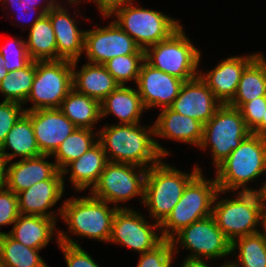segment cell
<instances>
[{
	"label": "cell",
	"mask_w": 266,
	"mask_h": 267,
	"mask_svg": "<svg viewBox=\"0 0 266 267\" xmlns=\"http://www.w3.org/2000/svg\"><path fill=\"white\" fill-rule=\"evenodd\" d=\"M147 171L133 164L109 161L89 194L111 205L114 203L116 208H128L120 207L118 203L128 202L136 196L143 205Z\"/></svg>",
	"instance_id": "obj_11"
},
{
	"label": "cell",
	"mask_w": 266,
	"mask_h": 267,
	"mask_svg": "<svg viewBox=\"0 0 266 267\" xmlns=\"http://www.w3.org/2000/svg\"><path fill=\"white\" fill-rule=\"evenodd\" d=\"M221 105L222 103L198 76L182 84L170 108L205 124Z\"/></svg>",
	"instance_id": "obj_19"
},
{
	"label": "cell",
	"mask_w": 266,
	"mask_h": 267,
	"mask_svg": "<svg viewBox=\"0 0 266 267\" xmlns=\"http://www.w3.org/2000/svg\"><path fill=\"white\" fill-rule=\"evenodd\" d=\"M251 133L266 138V110L261 123Z\"/></svg>",
	"instance_id": "obj_47"
},
{
	"label": "cell",
	"mask_w": 266,
	"mask_h": 267,
	"mask_svg": "<svg viewBox=\"0 0 266 267\" xmlns=\"http://www.w3.org/2000/svg\"><path fill=\"white\" fill-rule=\"evenodd\" d=\"M200 60V49L194 46L182 25L167 39L145 50L149 65L184 82L198 77Z\"/></svg>",
	"instance_id": "obj_7"
},
{
	"label": "cell",
	"mask_w": 266,
	"mask_h": 267,
	"mask_svg": "<svg viewBox=\"0 0 266 267\" xmlns=\"http://www.w3.org/2000/svg\"><path fill=\"white\" fill-rule=\"evenodd\" d=\"M38 8H34V9H23V10H18V11H16V15H17V12L19 13V15H17V16H20L19 18H21L22 20H23V18L25 19V17H30L31 15L30 14H33L34 13V11L36 10L37 12H35V17H34V19H30V20H28L27 22H29L30 23V27L29 28H31L39 19H41L44 15H45V13L43 12V11H38L37 10ZM30 13V14H29ZM36 13H37V15H36ZM24 15H26L25 17H24ZM28 15V16H27ZM30 15V16H29ZM32 17V16H31ZM22 22V21H21ZM25 24H26V22H25Z\"/></svg>",
	"instance_id": "obj_44"
},
{
	"label": "cell",
	"mask_w": 266,
	"mask_h": 267,
	"mask_svg": "<svg viewBox=\"0 0 266 267\" xmlns=\"http://www.w3.org/2000/svg\"><path fill=\"white\" fill-rule=\"evenodd\" d=\"M144 61L145 54H127L114 57L103 65L119 85H126L129 81L137 83Z\"/></svg>",
	"instance_id": "obj_35"
},
{
	"label": "cell",
	"mask_w": 266,
	"mask_h": 267,
	"mask_svg": "<svg viewBox=\"0 0 266 267\" xmlns=\"http://www.w3.org/2000/svg\"><path fill=\"white\" fill-rule=\"evenodd\" d=\"M239 110L248 129L252 132L262 121L266 110V96L244 103Z\"/></svg>",
	"instance_id": "obj_41"
},
{
	"label": "cell",
	"mask_w": 266,
	"mask_h": 267,
	"mask_svg": "<svg viewBox=\"0 0 266 267\" xmlns=\"http://www.w3.org/2000/svg\"><path fill=\"white\" fill-rule=\"evenodd\" d=\"M31 119L40 152L53 155L61 143L77 128L59 109L25 111Z\"/></svg>",
	"instance_id": "obj_17"
},
{
	"label": "cell",
	"mask_w": 266,
	"mask_h": 267,
	"mask_svg": "<svg viewBox=\"0 0 266 267\" xmlns=\"http://www.w3.org/2000/svg\"><path fill=\"white\" fill-rule=\"evenodd\" d=\"M175 257L171 241L164 239L154 249L140 254L136 267H171Z\"/></svg>",
	"instance_id": "obj_38"
},
{
	"label": "cell",
	"mask_w": 266,
	"mask_h": 267,
	"mask_svg": "<svg viewBox=\"0 0 266 267\" xmlns=\"http://www.w3.org/2000/svg\"><path fill=\"white\" fill-rule=\"evenodd\" d=\"M7 161L0 151V187L5 185Z\"/></svg>",
	"instance_id": "obj_46"
},
{
	"label": "cell",
	"mask_w": 266,
	"mask_h": 267,
	"mask_svg": "<svg viewBox=\"0 0 266 267\" xmlns=\"http://www.w3.org/2000/svg\"><path fill=\"white\" fill-rule=\"evenodd\" d=\"M101 143L98 141L88 149L81 157L69 163L61 172L63 179L69 174V181L74 190H91L98 182L100 174L108 163ZM66 174V175H65Z\"/></svg>",
	"instance_id": "obj_23"
},
{
	"label": "cell",
	"mask_w": 266,
	"mask_h": 267,
	"mask_svg": "<svg viewBox=\"0 0 266 267\" xmlns=\"http://www.w3.org/2000/svg\"><path fill=\"white\" fill-rule=\"evenodd\" d=\"M12 152H7V150ZM7 162L14 158H33L42 155L34 135L31 119L24 113L11 128L0 147Z\"/></svg>",
	"instance_id": "obj_27"
},
{
	"label": "cell",
	"mask_w": 266,
	"mask_h": 267,
	"mask_svg": "<svg viewBox=\"0 0 266 267\" xmlns=\"http://www.w3.org/2000/svg\"><path fill=\"white\" fill-rule=\"evenodd\" d=\"M0 54L5 61L3 66L8 72L23 69L32 61L25 40L21 37H14L9 43L1 45Z\"/></svg>",
	"instance_id": "obj_37"
},
{
	"label": "cell",
	"mask_w": 266,
	"mask_h": 267,
	"mask_svg": "<svg viewBox=\"0 0 266 267\" xmlns=\"http://www.w3.org/2000/svg\"><path fill=\"white\" fill-rule=\"evenodd\" d=\"M85 30L84 51L89 63L104 64L117 56L145 54L136 42L114 21L107 26Z\"/></svg>",
	"instance_id": "obj_14"
},
{
	"label": "cell",
	"mask_w": 266,
	"mask_h": 267,
	"mask_svg": "<svg viewBox=\"0 0 266 267\" xmlns=\"http://www.w3.org/2000/svg\"><path fill=\"white\" fill-rule=\"evenodd\" d=\"M92 1L95 3L97 10L102 14V16H109L116 8L123 6L127 3L134 2V0H83Z\"/></svg>",
	"instance_id": "obj_43"
},
{
	"label": "cell",
	"mask_w": 266,
	"mask_h": 267,
	"mask_svg": "<svg viewBox=\"0 0 266 267\" xmlns=\"http://www.w3.org/2000/svg\"><path fill=\"white\" fill-rule=\"evenodd\" d=\"M79 61H72V84L76 92L101 102L119 86L104 65L85 62L76 70Z\"/></svg>",
	"instance_id": "obj_24"
},
{
	"label": "cell",
	"mask_w": 266,
	"mask_h": 267,
	"mask_svg": "<svg viewBox=\"0 0 266 267\" xmlns=\"http://www.w3.org/2000/svg\"><path fill=\"white\" fill-rule=\"evenodd\" d=\"M61 217L69 233L82 238L109 242L114 215L118 208L89 196L70 197L62 203Z\"/></svg>",
	"instance_id": "obj_5"
},
{
	"label": "cell",
	"mask_w": 266,
	"mask_h": 267,
	"mask_svg": "<svg viewBox=\"0 0 266 267\" xmlns=\"http://www.w3.org/2000/svg\"><path fill=\"white\" fill-rule=\"evenodd\" d=\"M237 258L229 260L228 267H266V231L239 237L231 243V254Z\"/></svg>",
	"instance_id": "obj_31"
},
{
	"label": "cell",
	"mask_w": 266,
	"mask_h": 267,
	"mask_svg": "<svg viewBox=\"0 0 266 267\" xmlns=\"http://www.w3.org/2000/svg\"><path fill=\"white\" fill-rule=\"evenodd\" d=\"M52 155H40L33 158L7 162L5 187L16 195L37 182L51 179L59 169L56 163L49 162L47 158Z\"/></svg>",
	"instance_id": "obj_21"
},
{
	"label": "cell",
	"mask_w": 266,
	"mask_h": 267,
	"mask_svg": "<svg viewBox=\"0 0 266 267\" xmlns=\"http://www.w3.org/2000/svg\"><path fill=\"white\" fill-rule=\"evenodd\" d=\"M183 83V80L158 70L144 61L135 87L147 111L156 107L161 109L170 107Z\"/></svg>",
	"instance_id": "obj_15"
},
{
	"label": "cell",
	"mask_w": 266,
	"mask_h": 267,
	"mask_svg": "<svg viewBox=\"0 0 266 267\" xmlns=\"http://www.w3.org/2000/svg\"><path fill=\"white\" fill-rule=\"evenodd\" d=\"M19 217L18 197L5 186L0 187V226L13 225ZM5 232L0 231V235Z\"/></svg>",
	"instance_id": "obj_40"
},
{
	"label": "cell",
	"mask_w": 266,
	"mask_h": 267,
	"mask_svg": "<svg viewBox=\"0 0 266 267\" xmlns=\"http://www.w3.org/2000/svg\"><path fill=\"white\" fill-rule=\"evenodd\" d=\"M98 142V131L87 128H76L52 155L59 171L69 163L81 157Z\"/></svg>",
	"instance_id": "obj_33"
},
{
	"label": "cell",
	"mask_w": 266,
	"mask_h": 267,
	"mask_svg": "<svg viewBox=\"0 0 266 267\" xmlns=\"http://www.w3.org/2000/svg\"><path fill=\"white\" fill-rule=\"evenodd\" d=\"M59 110L77 127L93 130L102 120L100 102L72 89Z\"/></svg>",
	"instance_id": "obj_29"
},
{
	"label": "cell",
	"mask_w": 266,
	"mask_h": 267,
	"mask_svg": "<svg viewBox=\"0 0 266 267\" xmlns=\"http://www.w3.org/2000/svg\"><path fill=\"white\" fill-rule=\"evenodd\" d=\"M188 173L164 163L163 159L151 166L145 178L144 207H147L149 218L161 224L182 197L184 188L199 173L201 167L194 166Z\"/></svg>",
	"instance_id": "obj_4"
},
{
	"label": "cell",
	"mask_w": 266,
	"mask_h": 267,
	"mask_svg": "<svg viewBox=\"0 0 266 267\" xmlns=\"http://www.w3.org/2000/svg\"><path fill=\"white\" fill-rule=\"evenodd\" d=\"M173 251L178 253V246L190 250L186 259L208 261L231 256V242L218 228L213 216L206 217L181 229L170 239Z\"/></svg>",
	"instance_id": "obj_12"
},
{
	"label": "cell",
	"mask_w": 266,
	"mask_h": 267,
	"mask_svg": "<svg viewBox=\"0 0 266 267\" xmlns=\"http://www.w3.org/2000/svg\"><path fill=\"white\" fill-rule=\"evenodd\" d=\"M264 230L266 231V215H265V225H264Z\"/></svg>",
	"instance_id": "obj_51"
},
{
	"label": "cell",
	"mask_w": 266,
	"mask_h": 267,
	"mask_svg": "<svg viewBox=\"0 0 266 267\" xmlns=\"http://www.w3.org/2000/svg\"><path fill=\"white\" fill-rule=\"evenodd\" d=\"M215 180L223 192H257L248 187L266 174V138L250 134L215 168Z\"/></svg>",
	"instance_id": "obj_2"
},
{
	"label": "cell",
	"mask_w": 266,
	"mask_h": 267,
	"mask_svg": "<svg viewBox=\"0 0 266 267\" xmlns=\"http://www.w3.org/2000/svg\"><path fill=\"white\" fill-rule=\"evenodd\" d=\"M65 185L62 172L58 171L51 179L37 182L19 192L17 194L19 214L38 215L58 220L57 217H61L62 207L59 208L58 213L48 210L63 197Z\"/></svg>",
	"instance_id": "obj_16"
},
{
	"label": "cell",
	"mask_w": 266,
	"mask_h": 267,
	"mask_svg": "<svg viewBox=\"0 0 266 267\" xmlns=\"http://www.w3.org/2000/svg\"><path fill=\"white\" fill-rule=\"evenodd\" d=\"M28 30L25 43L31 60H57L56 37L49 17L45 14Z\"/></svg>",
	"instance_id": "obj_30"
},
{
	"label": "cell",
	"mask_w": 266,
	"mask_h": 267,
	"mask_svg": "<svg viewBox=\"0 0 266 267\" xmlns=\"http://www.w3.org/2000/svg\"><path fill=\"white\" fill-rule=\"evenodd\" d=\"M56 222L54 218L19 214L11 231L5 233L27 247L41 250L51 242L54 235L57 244L59 243Z\"/></svg>",
	"instance_id": "obj_25"
},
{
	"label": "cell",
	"mask_w": 266,
	"mask_h": 267,
	"mask_svg": "<svg viewBox=\"0 0 266 267\" xmlns=\"http://www.w3.org/2000/svg\"><path fill=\"white\" fill-rule=\"evenodd\" d=\"M58 248L62 250L67 267H100L79 242L72 239V236L59 230Z\"/></svg>",
	"instance_id": "obj_36"
},
{
	"label": "cell",
	"mask_w": 266,
	"mask_h": 267,
	"mask_svg": "<svg viewBox=\"0 0 266 267\" xmlns=\"http://www.w3.org/2000/svg\"><path fill=\"white\" fill-rule=\"evenodd\" d=\"M1 1H2L1 4L3 5L5 4L4 5L5 7L6 3H9L11 5L10 7L11 8L14 7L15 10L38 8V10L43 11L45 14L59 3L57 0H1ZM39 1L43 2L44 4L43 3L40 4Z\"/></svg>",
	"instance_id": "obj_42"
},
{
	"label": "cell",
	"mask_w": 266,
	"mask_h": 267,
	"mask_svg": "<svg viewBox=\"0 0 266 267\" xmlns=\"http://www.w3.org/2000/svg\"><path fill=\"white\" fill-rule=\"evenodd\" d=\"M36 74V61H31L23 69L8 72L0 82V93L4 101H12L25 105L30 94L33 80Z\"/></svg>",
	"instance_id": "obj_34"
},
{
	"label": "cell",
	"mask_w": 266,
	"mask_h": 267,
	"mask_svg": "<svg viewBox=\"0 0 266 267\" xmlns=\"http://www.w3.org/2000/svg\"><path fill=\"white\" fill-rule=\"evenodd\" d=\"M251 134L239 109L222 104L214 116L204 124L199 149H210L216 168L241 142ZM208 148V149H207Z\"/></svg>",
	"instance_id": "obj_9"
},
{
	"label": "cell",
	"mask_w": 266,
	"mask_h": 267,
	"mask_svg": "<svg viewBox=\"0 0 266 267\" xmlns=\"http://www.w3.org/2000/svg\"><path fill=\"white\" fill-rule=\"evenodd\" d=\"M223 193L219 190L215 197L212 216L231 243L239 237L264 230L266 206L260 192H235V197L219 200Z\"/></svg>",
	"instance_id": "obj_3"
},
{
	"label": "cell",
	"mask_w": 266,
	"mask_h": 267,
	"mask_svg": "<svg viewBox=\"0 0 266 267\" xmlns=\"http://www.w3.org/2000/svg\"><path fill=\"white\" fill-rule=\"evenodd\" d=\"M107 125L98 130V141L110 162L149 169L171 154L154 139L153 124L149 127L140 123Z\"/></svg>",
	"instance_id": "obj_1"
},
{
	"label": "cell",
	"mask_w": 266,
	"mask_h": 267,
	"mask_svg": "<svg viewBox=\"0 0 266 267\" xmlns=\"http://www.w3.org/2000/svg\"><path fill=\"white\" fill-rule=\"evenodd\" d=\"M132 208H118L112 222L109 242L132 249L139 254L154 249L164 239L160 224L148 222ZM158 231V232H156Z\"/></svg>",
	"instance_id": "obj_13"
},
{
	"label": "cell",
	"mask_w": 266,
	"mask_h": 267,
	"mask_svg": "<svg viewBox=\"0 0 266 267\" xmlns=\"http://www.w3.org/2000/svg\"><path fill=\"white\" fill-rule=\"evenodd\" d=\"M72 61H36V74L26 102H32L25 111L59 109L62 101L73 89Z\"/></svg>",
	"instance_id": "obj_10"
},
{
	"label": "cell",
	"mask_w": 266,
	"mask_h": 267,
	"mask_svg": "<svg viewBox=\"0 0 266 267\" xmlns=\"http://www.w3.org/2000/svg\"><path fill=\"white\" fill-rule=\"evenodd\" d=\"M258 54L234 55L222 60L206 73L200 70L198 76L222 104H228L236 94L243 70Z\"/></svg>",
	"instance_id": "obj_18"
},
{
	"label": "cell",
	"mask_w": 266,
	"mask_h": 267,
	"mask_svg": "<svg viewBox=\"0 0 266 267\" xmlns=\"http://www.w3.org/2000/svg\"><path fill=\"white\" fill-rule=\"evenodd\" d=\"M82 2V0H67V4L69 3V4H73V6H74V4H76V6L77 5H79L80 3Z\"/></svg>",
	"instance_id": "obj_50"
},
{
	"label": "cell",
	"mask_w": 266,
	"mask_h": 267,
	"mask_svg": "<svg viewBox=\"0 0 266 267\" xmlns=\"http://www.w3.org/2000/svg\"><path fill=\"white\" fill-rule=\"evenodd\" d=\"M257 192H260L262 194V198H263V201L265 202V206H266V180L263 181L262 186L257 189Z\"/></svg>",
	"instance_id": "obj_49"
},
{
	"label": "cell",
	"mask_w": 266,
	"mask_h": 267,
	"mask_svg": "<svg viewBox=\"0 0 266 267\" xmlns=\"http://www.w3.org/2000/svg\"><path fill=\"white\" fill-rule=\"evenodd\" d=\"M59 2L46 15L49 17L57 45V60H80L84 51L85 31L78 28V22Z\"/></svg>",
	"instance_id": "obj_20"
},
{
	"label": "cell",
	"mask_w": 266,
	"mask_h": 267,
	"mask_svg": "<svg viewBox=\"0 0 266 267\" xmlns=\"http://www.w3.org/2000/svg\"><path fill=\"white\" fill-rule=\"evenodd\" d=\"M24 113V106L20 103L4 100L0 103V147L11 128Z\"/></svg>",
	"instance_id": "obj_39"
},
{
	"label": "cell",
	"mask_w": 266,
	"mask_h": 267,
	"mask_svg": "<svg viewBox=\"0 0 266 267\" xmlns=\"http://www.w3.org/2000/svg\"><path fill=\"white\" fill-rule=\"evenodd\" d=\"M100 108L101 118L115 115L118 124L140 123V117L146 111L137 88L128 85H119L100 102Z\"/></svg>",
	"instance_id": "obj_26"
},
{
	"label": "cell",
	"mask_w": 266,
	"mask_h": 267,
	"mask_svg": "<svg viewBox=\"0 0 266 267\" xmlns=\"http://www.w3.org/2000/svg\"><path fill=\"white\" fill-rule=\"evenodd\" d=\"M230 261H226L223 265L216 266V267H228ZM180 267H210L207 264V261L201 259H186L184 258L183 263Z\"/></svg>",
	"instance_id": "obj_45"
},
{
	"label": "cell",
	"mask_w": 266,
	"mask_h": 267,
	"mask_svg": "<svg viewBox=\"0 0 266 267\" xmlns=\"http://www.w3.org/2000/svg\"><path fill=\"white\" fill-rule=\"evenodd\" d=\"M113 15V16H112ZM143 50L167 39L182 24L163 12L135 6L133 2L116 8L109 16Z\"/></svg>",
	"instance_id": "obj_8"
},
{
	"label": "cell",
	"mask_w": 266,
	"mask_h": 267,
	"mask_svg": "<svg viewBox=\"0 0 266 267\" xmlns=\"http://www.w3.org/2000/svg\"><path fill=\"white\" fill-rule=\"evenodd\" d=\"M153 123L154 135L159 138L176 140L199 147L203 139L204 124L200 121L181 115L170 107L160 109Z\"/></svg>",
	"instance_id": "obj_22"
},
{
	"label": "cell",
	"mask_w": 266,
	"mask_h": 267,
	"mask_svg": "<svg viewBox=\"0 0 266 267\" xmlns=\"http://www.w3.org/2000/svg\"><path fill=\"white\" fill-rule=\"evenodd\" d=\"M4 59L3 56L0 54V82L7 76L8 71L4 68Z\"/></svg>",
	"instance_id": "obj_48"
},
{
	"label": "cell",
	"mask_w": 266,
	"mask_h": 267,
	"mask_svg": "<svg viewBox=\"0 0 266 267\" xmlns=\"http://www.w3.org/2000/svg\"><path fill=\"white\" fill-rule=\"evenodd\" d=\"M219 191L214 179L199 172L184 188L182 197L160 224L163 239L170 240L181 229L212 215L213 203Z\"/></svg>",
	"instance_id": "obj_6"
},
{
	"label": "cell",
	"mask_w": 266,
	"mask_h": 267,
	"mask_svg": "<svg viewBox=\"0 0 266 267\" xmlns=\"http://www.w3.org/2000/svg\"><path fill=\"white\" fill-rule=\"evenodd\" d=\"M262 96H266V57L259 53L243 70L236 94L228 105L239 109Z\"/></svg>",
	"instance_id": "obj_28"
},
{
	"label": "cell",
	"mask_w": 266,
	"mask_h": 267,
	"mask_svg": "<svg viewBox=\"0 0 266 267\" xmlns=\"http://www.w3.org/2000/svg\"><path fill=\"white\" fill-rule=\"evenodd\" d=\"M39 251L21 244L7 233L0 235V267H49Z\"/></svg>",
	"instance_id": "obj_32"
}]
</instances>
